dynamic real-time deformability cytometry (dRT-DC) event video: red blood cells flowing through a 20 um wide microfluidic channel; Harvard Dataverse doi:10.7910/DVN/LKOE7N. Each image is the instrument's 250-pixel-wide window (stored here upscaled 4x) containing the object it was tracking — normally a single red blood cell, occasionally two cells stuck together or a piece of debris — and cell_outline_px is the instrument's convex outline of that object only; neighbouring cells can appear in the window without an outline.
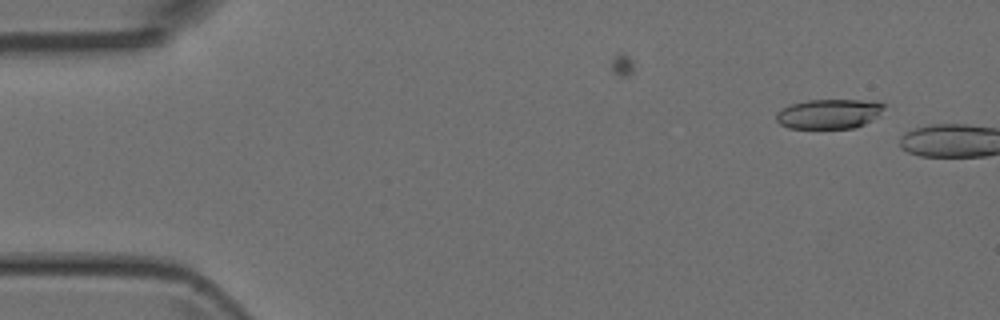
{"species": "Egyptian fruit bat (a non-hibernating species)", "species_latin": "Rousettus aegyptiacus", "temperature_condition": "room temperature", "stored_images_in_passage": 6, "camera_frame_rate_fps": 3000, "um_per_image_px": 0.085, "animal": {"sex": "female"}, "frame": {"image": 1, "passage_image": 1, "time_ms": 0.0, "image_size_px": [1000, 320], "cell_outline_px": [[884, 108], [872, 120], [864, 124], [852, 128], [788, 128], [780, 124], [776, 120], [776, 112], [780, 108], [792, 104], [808, 100], [876, 100], [884, 104]], "centroid_in_image_um": [70.44, 9.67], "position_along_channel_um": 14.6, "area_um2": 18.67}}
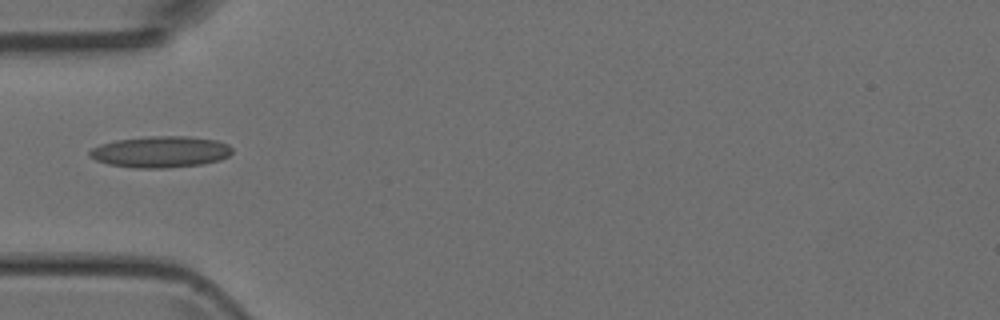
{"frame": {"image": 2, "passage_image": 5, "time_ms": 5.667, "image_size_px": [1000, 320], "cell_outline_px": [[232, 152], [228, 156], [220, 160], [204, 164], [168, 168], [136, 168], [108, 164], [96, 160], [88, 156], [88, 152], [92, 148], [100, 144], [116, 140], [148, 136], [184, 136], [216, 140], [228, 144], [232, 148]], "centroid_in_image_um": [13.64, 12.91], "position_along_channel_um": 71.4, "area_um2": 26.18}}
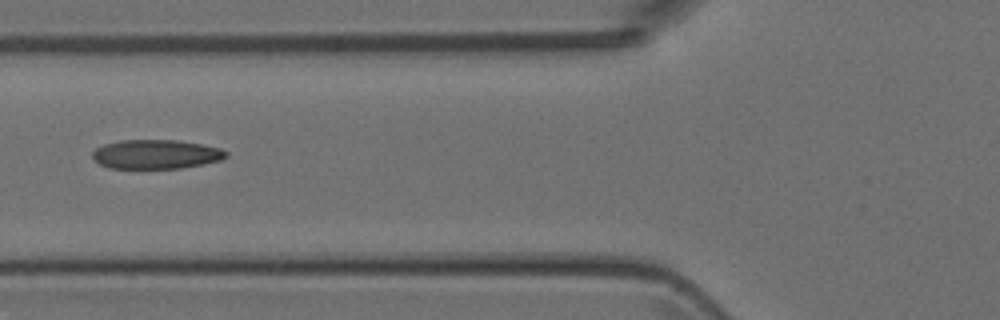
{"frame": {"image": 3, "passage_image": 6, "time_ms": 6.667, "image_size_px": [1000, 320], "cell_outline_px": [[228, 156], [220, 160], [204, 164], [180, 168], [108, 168], [100, 164], [92, 156], [92, 152], [96, 148], [104, 144], [120, 140], [176, 140], [200, 144], [220, 148], [228, 152]], "centroid_in_image_um": [13.26, 13.11], "position_along_channel_um": 112.5, "area_um2": 22.66}}